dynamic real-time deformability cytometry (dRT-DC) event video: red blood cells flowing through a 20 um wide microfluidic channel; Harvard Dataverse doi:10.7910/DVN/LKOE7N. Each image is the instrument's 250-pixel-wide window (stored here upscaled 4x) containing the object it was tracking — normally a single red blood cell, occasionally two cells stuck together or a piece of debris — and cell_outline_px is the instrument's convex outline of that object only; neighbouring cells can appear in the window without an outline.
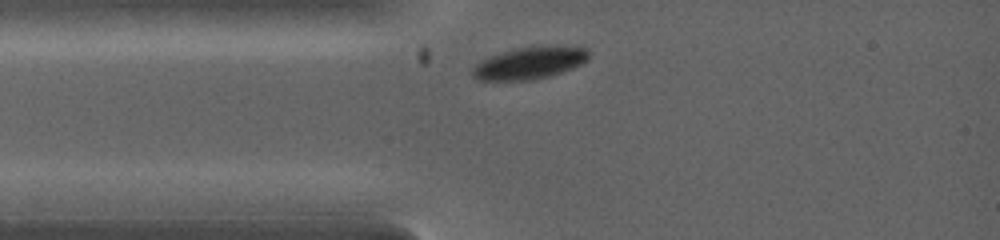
{"species": "common noctule bat (a hibernating species)", "species_latin": "Nyctalus noctula", "temperature_condition": "warm", "stored_images_in_passage": 17, "camera_frame_rate_fps": 5000, "um_per_image_px": 0.085, "animal": {"sex": "female", "body_mass_g": 19.0, "forearm_length_mm": 53.3}, "frame": {"image": 1, "passage_image": 1, "time_ms": 0.0, "image_size_px": [1000, 240], "cell_outline_px": [[588, 60], [572, 68], [536, 80], [480, 80], [472, 76], [472, 68], [480, 60], [504, 52], [520, 48], [588, 48]], "centroid_in_image_um": [44.95, 5.41], "position_along_channel_um": 40.0, "area_um2": 20.75}}
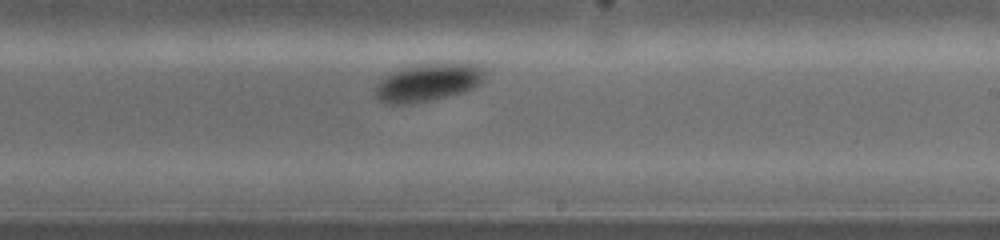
{"frame": {"image": 2, "passage_image": 10, "time_ms": 3.8, "image_size_px": [1000, 240], "cell_outline_px": [[484, 76], [480, 84], [464, 92], [428, 100], [408, 104], [388, 104], [380, 100], [376, 96], [376, 84], [384, 76], [392, 72], [404, 68], [424, 64], [476, 64], [484, 68]], "centroid_in_image_um": [36.37, 7.02], "position_along_channel_um": 252.6, "area_um2": 23.58}}
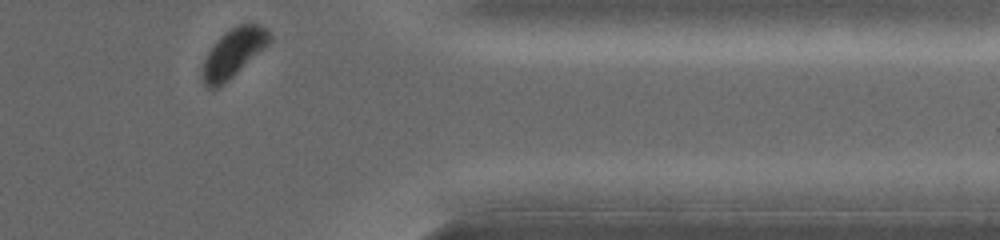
{"frame": {"image": 3, "passage_image": 17, "time_ms": 6.4, "image_size_px": [1000, 240], "cell_outline_px": [[272, 40], [264, 48], [224, 84], [216, 88], [208, 88], [204, 84], [200, 76], [204, 60], [208, 52], [216, 40], [224, 32], [236, 24], [260, 24], [268, 28], [272, 36]], "centroid_in_image_um": [19.83, 4.48], "position_along_channel_um": 391.6, "area_um2": 19.13}}